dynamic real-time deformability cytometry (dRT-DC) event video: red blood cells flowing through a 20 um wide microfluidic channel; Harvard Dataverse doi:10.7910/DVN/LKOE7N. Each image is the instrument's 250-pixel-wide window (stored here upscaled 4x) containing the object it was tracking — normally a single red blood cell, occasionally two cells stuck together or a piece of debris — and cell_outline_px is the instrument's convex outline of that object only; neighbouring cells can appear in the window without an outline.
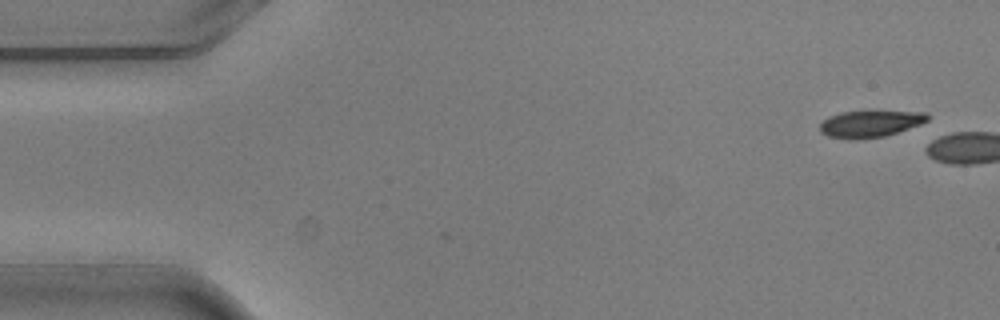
{"species": "common noctule bat (a hibernating species)", "species_latin": "Nyctalus noctula", "temperature_condition": "warm", "stored_images_in_passage": 2, "camera_frame_rate_fps": 3000, "um_per_image_px": 0.085, "animal": {"sex": "male", "body_mass_g": 20.5, "forearm_length_mm": 52.5}, "frame": {"image": 1, "passage_image": 1, "time_ms": 0.0, "image_size_px": [1000, 320], "cell_outline_px": [[928, 120], [920, 124], [884, 136], [852, 140], [848, 140], [828, 136], [820, 132], [820, 124], [828, 116], [840, 112], [928, 112]], "centroid_in_image_um": [73.91, 10.54], "position_along_channel_um": 11.1, "area_um2": 16.47}}